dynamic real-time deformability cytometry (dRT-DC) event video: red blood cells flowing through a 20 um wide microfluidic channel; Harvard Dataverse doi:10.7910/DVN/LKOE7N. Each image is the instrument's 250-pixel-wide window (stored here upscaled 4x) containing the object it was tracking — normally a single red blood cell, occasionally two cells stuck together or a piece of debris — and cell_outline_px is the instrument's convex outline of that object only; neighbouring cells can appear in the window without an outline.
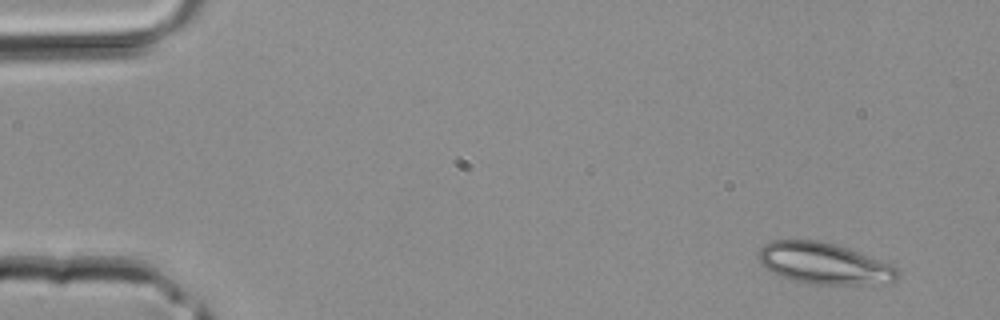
{"species": "common noctule bat (a hibernating species)", "species_latin": "Nyctalus noctula", "temperature_condition": "room temperature", "stored_images_in_passage": 39, "camera_frame_rate_fps": 3000, "um_per_image_px": 0.085, "animal": {"sex": "male", "body_mass_g": 20.4}, "frame": {"image": 1, "passage_image": 1, "time_ms": 0.0, "image_size_px": [1000, 320], "cell_outline_px": [[900, 276], [896, 280], [860, 284], [812, 284], [788, 280], [764, 268], [756, 256], [756, 252], [764, 244], [772, 240], [816, 240], [836, 244], [848, 248], [892, 264], [900, 272]], "centroid_in_image_um": [69.97, 22.38], "position_along_channel_um": 15.0, "area_um2": 33.64}}
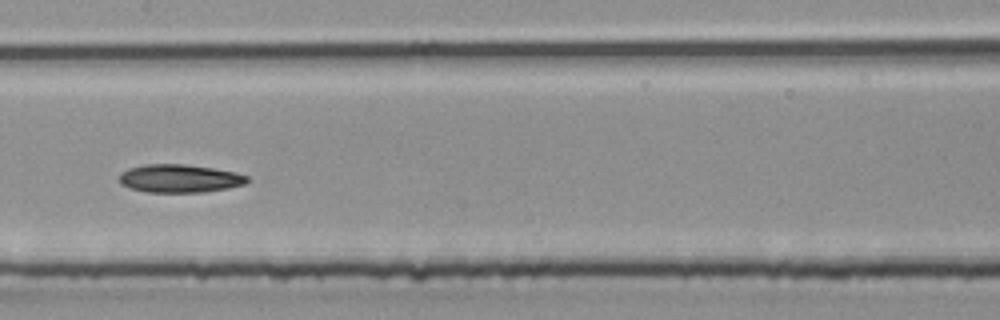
{"frame": {"image": 2, "passage_image": 19, "time_ms": 6.0, "image_size_px": [1000, 320], "cell_outline_px": [[248, 180], [244, 184], [228, 188], [204, 192], [148, 192], [132, 188], [120, 184], [120, 172], [128, 168], [148, 164], [184, 164], [212, 168], [232, 172], [248, 176]], "centroid_in_image_um": [15.24, 15.17], "position_along_channel_um": 192.2, "area_um2": 20.75}}
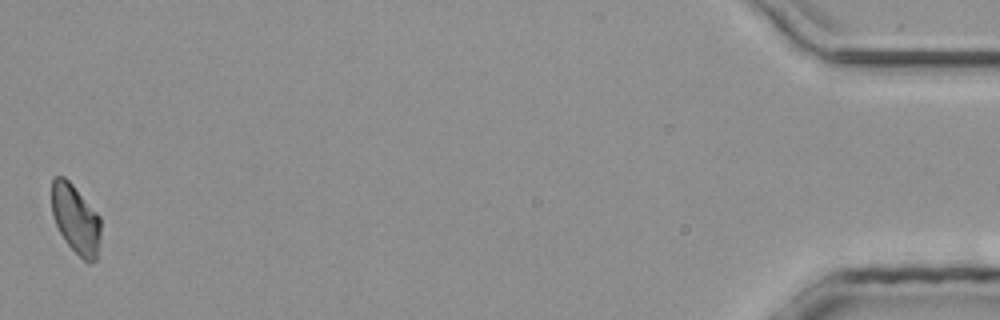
{"frame": {"image": 3, "passage_image": 39, "time_ms": 12.667, "image_size_px": [1000, 320], "cell_outline_px": [[100, 240], [96, 260], [88, 264], [64, 240], [52, 216], [52, 180], [56, 176], [64, 176], [72, 184], [100, 216]], "centroid_in_image_um": [6.44, 18.64], "position_along_channel_um": 428.8, "area_um2": 19.65}}